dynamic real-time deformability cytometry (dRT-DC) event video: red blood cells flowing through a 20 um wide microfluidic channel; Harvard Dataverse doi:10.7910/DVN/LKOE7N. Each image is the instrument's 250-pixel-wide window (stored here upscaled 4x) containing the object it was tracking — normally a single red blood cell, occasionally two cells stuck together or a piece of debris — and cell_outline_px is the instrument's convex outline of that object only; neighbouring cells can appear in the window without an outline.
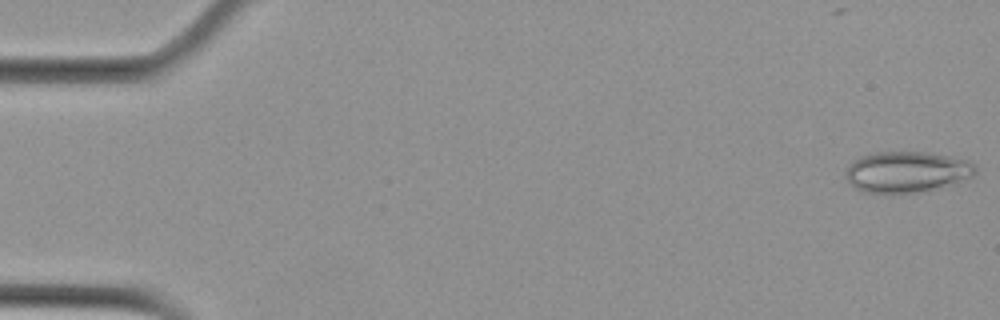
{"species": "Egyptian fruit bat (a non-hibernating species)", "species_latin": "Rousettus aegyptiacus", "temperature_condition": "cold", "stored_images_in_passage": 5, "camera_frame_rate_fps": 3000, "um_per_image_px": 0.085, "animal": {"sex": "female"}, "frame": {"image": 1, "passage_image": 1, "time_ms": 0.0, "image_size_px": [1000, 320], "cell_outline_px": [[976, 172], [972, 176], [960, 180], [920, 192], [860, 192], [848, 180], [844, 172], [860, 156], [872, 152], [928, 152], [972, 160], [976, 164]], "centroid_in_image_um": [77.09, 14.58], "position_along_channel_um": 7.9, "area_um2": 30.58}}